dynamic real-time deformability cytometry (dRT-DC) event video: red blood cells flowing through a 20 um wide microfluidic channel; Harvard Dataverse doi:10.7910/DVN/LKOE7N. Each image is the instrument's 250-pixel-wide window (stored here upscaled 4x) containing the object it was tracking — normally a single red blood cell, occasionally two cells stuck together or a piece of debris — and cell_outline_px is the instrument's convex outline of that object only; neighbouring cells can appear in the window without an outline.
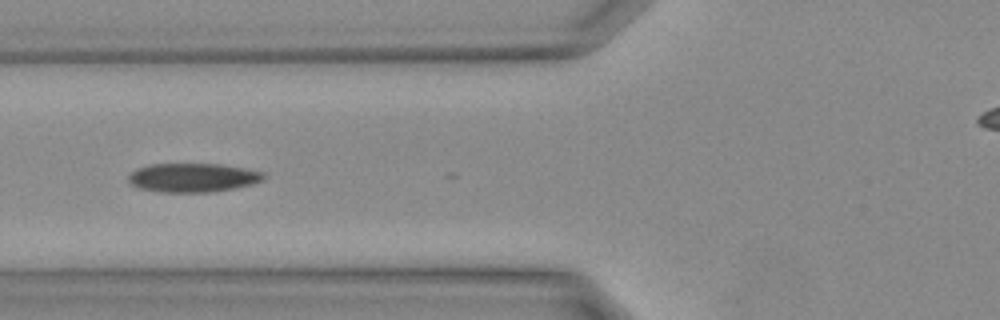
{"species": "Egyptian fruit bat (a non-hibernating species)", "species_latin": "Rousettus aegyptiacus", "temperature_condition": "warm", "stored_images_in_passage": 11, "camera_frame_rate_fps": 3000, "um_per_image_px": 0.085, "animal": {"sex": "female"}, "frame": {"image": 1, "passage_image": 9, "time_ms": 2.667, "image_size_px": [1000, 320], "cell_outline_px": [[264, 180], [252, 184], [232, 188], [208, 192], [164, 192], [140, 188], [132, 184], [128, 180], [128, 176], [136, 168], [148, 164], [224, 164], [264, 172]], "centroid_in_image_um": [16.39, 15.08], "position_along_channel_um": 109.4, "area_um2": 22.66}}